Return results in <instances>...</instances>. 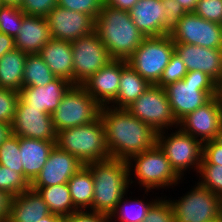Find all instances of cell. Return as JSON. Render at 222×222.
Returning a JSON list of instances; mask_svg holds the SVG:
<instances>
[{"label": "cell", "mask_w": 222, "mask_h": 222, "mask_svg": "<svg viewBox=\"0 0 222 222\" xmlns=\"http://www.w3.org/2000/svg\"><path fill=\"white\" fill-rule=\"evenodd\" d=\"M100 118L104 124L110 158L127 161L131 156L151 149L157 143V132L126 108L103 106Z\"/></svg>", "instance_id": "cell-1"}, {"label": "cell", "mask_w": 222, "mask_h": 222, "mask_svg": "<svg viewBox=\"0 0 222 222\" xmlns=\"http://www.w3.org/2000/svg\"><path fill=\"white\" fill-rule=\"evenodd\" d=\"M94 32L112 59L128 60L145 36L135 26L129 11L104 4L95 19Z\"/></svg>", "instance_id": "cell-2"}, {"label": "cell", "mask_w": 222, "mask_h": 222, "mask_svg": "<svg viewBox=\"0 0 222 222\" xmlns=\"http://www.w3.org/2000/svg\"><path fill=\"white\" fill-rule=\"evenodd\" d=\"M94 180L92 212L111 215L117 203L126 195L129 184V168L125 160L109 158L86 164ZM130 182V183H129Z\"/></svg>", "instance_id": "cell-3"}, {"label": "cell", "mask_w": 222, "mask_h": 222, "mask_svg": "<svg viewBox=\"0 0 222 222\" xmlns=\"http://www.w3.org/2000/svg\"><path fill=\"white\" fill-rule=\"evenodd\" d=\"M56 145L75 156L84 165L110 158L105 128L100 116L86 125L58 131Z\"/></svg>", "instance_id": "cell-4"}, {"label": "cell", "mask_w": 222, "mask_h": 222, "mask_svg": "<svg viewBox=\"0 0 222 222\" xmlns=\"http://www.w3.org/2000/svg\"><path fill=\"white\" fill-rule=\"evenodd\" d=\"M218 84L202 71H188L185 77L165 86L173 114L179 122L217 95Z\"/></svg>", "instance_id": "cell-5"}, {"label": "cell", "mask_w": 222, "mask_h": 222, "mask_svg": "<svg viewBox=\"0 0 222 222\" xmlns=\"http://www.w3.org/2000/svg\"><path fill=\"white\" fill-rule=\"evenodd\" d=\"M174 51L169 34L145 37L127 63L150 85H157Z\"/></svg>", "instance_id": "cell-6"}, {"label": "cell", "mask_w": 222, "mask_h": 222, "mask_svg": "<svg viewBox=\"0 0 222 222\" xmlns=\"http://www.w3.org/2000/svg\"><path fill=\"white\" fill-rule=\"evenodd\" d=\"M101 106L82 85H72L51 114L56 133L62 129L86 125L100 116Z\"/></svg>", "instance_id": "cell-7"}, {"label": "cell", "mask_w": 222, "mask_h": 222, "mask_svg": "<svg viewBox=\"0 0 222 222\" xmlns=\"http://www.w3.org/2000/svg\"><path fill=\"white\" fill-rule=\"evenodd\" d=\"M133 161H135V165L132 163ZM126 162L129 168V181L132 171L130 167L134 165V174L139 180L137 183L142 185L146 192L159 187L176 185L181 179L157 144L151 149L131 156Z\"/></svg>", "instance_id": "cell-8"}, {"label": "cell", "mask_w": 222, "mask_h": 222, "mask_svg": "<svg viewBox=\"0 0 222 222\" xmlns=\"http://www.w3.org/2000/svg\"><path fill=\"white\" fill-rule=\"evenodd\" d=\"M182 197L169 200L175 222H217L222 218V198L199 183Z\"/></svg>", "instance_id": "cell-9"}, {"label": "cell", "mask_w": 222, "mask_h": 222, "mask_svg": "<svg viewBox=\"0 0 222 222\" xmlns=\"http://www.w3.org/2000/svg\"><path fill=\"white\" fill-rule=\"evenodd\" d=\"M164 133L165 130L157 133L156 144L164 152L176 174L182 178L183 171L190 167H195L194 169L199 172L203 143L180 128L170 136H165Z\"/></svg>", "instance_id": "cell-10"}, {"label": "cell", "mask_w": 222, "mask_h": 222, "mask_svg": "<svg viewBox=\"0 0 222 222\" xmlns=\"http://www.w3.org/2000/svg\"><path fill=\"white\" fill-rule=\"evenodd\" d=\"M134 117L151 126L157 133L179 125L168 100L165 88L151 85L126 108Z\"/></svg>", "instance_id": "cell-11"}, {"label": "cell", "mask_w": 222, "mask_h": 222, "mask_svg": "<svg viewBox=\"0 0 222 222\" xmlns=\"http://www.w3.org/2000/svg\"><path fill=\"white\" fill-rule=\"evenodd\" d=\"M73 85H82L111 60L107 48L93 32L72 42Z\"/></svg>", "instance_id": "cell-12"}, {"label": "cell", "mask_w": 222, "mask_h": 222, "mask_svg": "<svg viewBox=\"0 0 222 222\" xmlns=\"http://www.w3.org/2000/svg\"><path fill=\"white\" fill-rule=\"evenodd\" d=\"M169 35L174 43L222 49V25L203 19L194 12L186 13Z\"/></svg>", "instance_id": "cell-13"}, {"label": "cell", "mask_w": 222, "mask_h": 222, "mask_svg": "<svg viewBox=\"0 0 222 222\" xmlns=\"http://www.w3.org/2000/svg\"><path fill=\"white\" fill-rule=\"evenodd\" d=\"M12 134L56 144V131L51 114L39 109L28 108L20 99L17 101L14 120L11 124Z\"/></svg>", "instance_id": "cell-14"}, {"label": "cell", "mask_w": 222, "mask_h": 222, "mask_svg": "<svg viewBox=\"0 0 222 222\" xmlns=\"http://www.w3.org/2000/svg\"><path fill=\"white\" fill-rule=\"evenodd\" d=\"M178 124L182 131L202 143L215 140L222 125V107L218 96L212 97L206 104L186 115Z\"/></svg>", "instance_id": "cell-15"}, {"label": "cell", "mask_w": 222, "mask_h": 222, "mask_svg": "<svg viewBox=\"0 0 222 222\" xmlns=\"http://www.w3.org/2000/svg\"><path fill=\"white\" fill-rule=\"evenodd\" d=\"M45 18L53 39L73 42L94 32L95 20L90 15L58 5Z\"/></svg>", "instance_id": "cell-16"}, {"label": "cell", "mask_w": 222, "mask_h": 222, "mask_svg": "<svg viewBox=\"0 0 222 222\" xmlns=\"http://www.w3.org/2000/svg\"><path fill=\"white\" fill-rule=\"evenodd\" d=\"M83 165L75 156L55 144L41 172L30 183V187H47L67 183Z\"/></svg>", "instance_id": "cell-17"}, {"label": "cell", "mask_w": 222, "mask_h": 222, "mask_svg": "<svg viewBox=\"0 0 222 222\" xmlns=\"http://www.w3.org/2000/svg\"><path fill=\"white\" fill-rule=\"evenodd\" d=\"M127 64L126 60L113 59L82 84L101 107L111 104L117 97L121 71Z\"/></svg>", "instance_id": "cell-18"}, {"label": "cell", "mask_w": 222, "mask_h": 222, "mask_svg": "<svg viewBox=\"0 0 222 222\" xmlns=\"http://www.w3.org/2000/svg\"><path fill=\"white\" fill-rule=\"evenodd\" d=\"M174 46L187 71H202L217 84L222 80V49L184 43H174Z\"/></svg>", "instance_id": "cell-19"}, {"label": "cell", "mask_w": 222, "mask_h": 222, "mask_svg": "<svg viewBox=\"0 0 222 222\" xmlns=\"http://www.w3.org/2000/svg\"><path fill=\"white\" fill-rule=\"evenodd\" d=\"M73 84L66 79L56 77L46 86L23 87L19 99L28 107L52 114L61 99Z\"/></svg>", "instance_id": "cell-20"}, {"label": "cell", "mask_w": 222, "mask_h": 222, "mask_svg": "<svg viewBox=\"0 0 222 222\" xmlns=\"http://www.w3.org/2000/svg\"><path fill=\"white\" fill-rule=\"evenodd\" d=\"M52 39L45 17L25 15L18 34L14 38L15 49L26 54H39Z\"/></svg>", "instance_id": "cell-21"}, {"label": "cell", "mask_w": 222, "mask_h": 222, "mask_svg": "<svg viewBox=\"0 0 222 222\" xmlns=\"http://www.w3.org/2000/svg\"><path fill=\"white\" fill-rule=\"evenodd\" d=\"M164 11L162 0H138L129 13L135 26L150 37L164 35Z\"/></svg>", "instance_id": "cell-22"}, {"label": "cell", "mask_w": 222, "mask_h": 222, "mask_svg": "<svg viewBox=\"0 0 222 222\" xmlns=\"http://www.w3.org/2000/svg\"><path fill=\"white\" fill-rule=\"evenodd\" d=\"M39 55L56 77L73 84L72 42L52 38L42 47Z\"/></svg>", "instance_id": "cell-23"}, {"label": "cell", "mask_w": 222, "mask_h": 222, "mask_svg": "<svg viewBox=\"0 0 222 222\" xmlns=\"http://www.w3.org/2000/svg\"><path fill=\"white\" fill-rule=\"evenodd\" d=\"M55 143L19 137L23 177L31 183L41 172Z\"/></svg>", "instance_id": "cell-24"}, {"label": "cell", "mask_w": 222, "mask_h": 222, "mask_svg": "<svg viewBox=\"0 0 222 222\" xmlns=\"http://www.w3.org/2000/svg\"><path fill=\"white\" fill-rule=\"evenodd\" d=\"M50 213L39 193L28 189L12 198L7 222H38Z\"/></svg>", "instance_id": "cell-25"}, {"label": "cell", "mask_w": 222, "mask_h": 222, "mask_svg": "<svg viewBox=\"0 0 222 222\" xmlns=\"http://www.w3.org/2000/svg\"><path fill=\"white\" fill-rule=\"evenodd\" d=\"M150 86L143 77L127 64L121 71L119 92L117 97L112 101V106L115 108H127Z\"/></svg>", "instance_id": "cell-26"}, {"label": "cell", "mask_w": 222, "mask_h": 222, "mask_svg": "<svg viewBox=\"0 0 222 222\" xmlns=\"http://www.w3.org/2000/svg\"><path fill=\"white\" fill-rule=\"evenodd\" d=\"M28 54L14 49L0 58V88L20 91L23 88L25 60Z\"/></svg>", "instance_id": "cell-27"}, {"label": "cell", "mask_w": 222, "mask_h": 222, "mask_svg": "<svg viewBox=\"0 0 222 222\" xmlns=\"http://www.w3.org/2000/svg\"><path fill=\"white\" fill-rule=\"evenodd\" d=\"M74 207L78 210L91 208L94 194V180L91 170L83 165L67 182Z\"/></svg>", "instance_id": "cell-28"}, {"label": "cell", "mask_w": 222, "mask_h": 222, "mask_svg": "<svg viewBox=\"0 0 222 222\" xmlns=\"http://www.w3.org/2000/svg\"><path fill=\"white\" fill-rule=\"evenodd\" d=\"M30 189L39 193L52 214L64 217L78 211L73 205L67 183Z\"/></svg>", "instance_id": "cell-29"}, {"label": "cell", "mask_w": 222, "mask_h": 222, "mask_svg": "<svg viewBox=\"0 0 222 222\" xmlns=\"http://www.w3.org/2000/svg\"><path fill=\"white\" fill-rule=\"evenodd\" d=\"M56 76L39 54H28L24 65L23 87L46 86Z\"/></svg>", "instance_id": "cell-30"}, {"label": "cell", "mask_w": 222, "mask_h": 222, "mask_svg": "<svg viewBox=\"0 0 222 222\" xmlns=\"http://www.w3.org/2000/svg\"><path fill=\"white\" fill-rule=\"evenodd\" d=\"M155 202L156 201L154 200L153 202L151 201L147 203L142 200L134 199V201L128 204V201L125 203L123 196V199L121 198V200L117 203L116 208L111 213L110 220L113 219L112 217L115 218L117 214V219L120 220V222H142Z\"/></svg>", "instance_id": "cell-31"}, {"label": "cell", "mask_w": 222, "mask_h": 222, "mask_svg": "<svg viewBox=\"0 0 222 222\" xmlns=\"http://www.w3.org/2000/svg\"><path fill=\"white\" fill-rule=\"evenodd\" d=\"M19 136L9 135L0 145V165L6 166L23 176Z\"/></svg>", "instance_id": "cell-32"}, {"label": "cell", "mask_w": 222, "mask_h": 222, "mask_svg": "<svg viewBox=\"0 0 222 222\" xmlns=\"http://www.w3.org/2000/svg\"><path fill=\"white\" fill-rule=\"evenodd\" d=\"M30 189V183L20 174L0 165V190L12 197Z\"/></svg>", "instance_id": "cell-33"}, {"label": "cell", "mask_w": 222, "mask_h": 222, "mask_svg": "<svg viewBox=\"0 0 222 222\" xmlns=\"http://www.w3.org/2000/svg\"><path fill=\"white\" fill-rule=\"evenodd\" d=\"M26 14L18 7L1 6L0 7V33H5L8 36L18 34L22 19Z\"/></svg>", "instance_id": "cell-34"}, {"label": "cell", "mask_w": 222, "mask_h": 222, "mask_svg": "<svg viewBox=\"0 0 222 222\" xmlns=\"http://www.w3.org/2000/svg\"><path fill=\"white\" fill-rule=\"evenodd\" d=\"M201 181L198 183L222 198V165L200 164Z\"/></svg>", "instance_id": "cell-35"}, {"label": "cell", "mask_w": 222, "mask_h": 222, "mask_svg": "<svg viewBox=\"0 0 222 222\" xmlns=\"http://www.w3.org/2000/svg\"><path fill=\"white\" fill-rule=\"evenodd\" d=\"M185 63L176 51L171 55L168 65L164 68L163 74L157 86L165 87L169 83L182 80L187 74Z\"/></svg>", "instance_id": "cell-36"}, {"label": "cell", "mask_w": 222, "mask_h": 222, "mask_svg": "<svg viewBox=\"0 0 222 222\" xmlns=\"http://www.w3.org/2000/svg\"><path fill=\"white\" fill-rule=\"evenodd\" d=\"M59 7L90 15L94 20L101 12L104 0H58Z\"/></svg>", "instance_id": "cell-37"}, {"label": "cell", "mask_w": 222, "mask_h": 222, "mask_svg": "<svg viewBox=\"0 0 222 222\" xmlns=\"http://www.w3.org/2000/svg\"><path fill=\"white\" fill-rule=\"evenodd\" d=\"M18 99V91L0 88V122L12 124Z\"/></svg>", "instance_id": "cell-38"}, {"label": "cell", "mask_w": 222, "mask_h": 222, "mask_svg": "<svg viewBox=\"0 0 222 222\" xmlns=\"http://www.w3.org/2000/svg\"><path fill=\"white\" fill-rule=\"evenodd\" d=\"M194 13L222 25V0H198Z\"/></svg>", "instance_id": "cell-39"}, {"label": "cell", "mask_w": 222, "mask_h": 222, "mask_svg": "<svg viewBox=\"0 0 222 222\" xmlns=\"http://www.w3.org/2000/svg\"><path fill=\"white\" fill-rule=\"evenodd\" d=\"M142 222H175L171 203L165 199H156Z\"/></svg>", "instance_id": "cell-40"}, {"label": "cell", "mask_w": 222, "mask_h": 222, "mask_svg": "<svg viewBox=\"0 0 222 222\" xmlns=\"http://www.w3.org/2000/svg\"><path fill=\"white\" fill-rule=\"evenodd\" d=\"M165 7L164 35L170 34L179 20L187 13L176 0H162Z\"/></svg>", "instance_id": "cell-41"}, {"label": "cell", "mask_w": 222, "mask_h": 222, "mask_svg": "<svg viewBox=\"0 0 222 222\" xmlns=\"http://www.w3.org/2000/svg\"><path fill=\"white\" fill-rule=\"evenodd\" d=\"M58 0H23L20 9L28 16L46 17Z\"/></svg>", "instance_id": "cell-42"}, {"label": "cell", "mask_w": 222, "mask_h": 222, "mask_svg": "<svg viewBox=\"0 0 222 222\" xmlns=\"http://www.w3.org/2000/svg\"><path fill=\"white\" fill-rule=\"evenodd\" d=\"M109 219L107 214L81 210L62 217V222H110Z\"/></svg>", "instance_id": "cell-43"}, {"label": "cell", "mask_w": 222, "mask_h": 222, "mask_svg": "<svg viewBox=\"0 0 222 222\" xmlns=\"http://www.w3.org/2000/svg\"><path fill=\"white\" fill-rule=\"evenodd\" d=\"M201 164L222 165V146L215 140L204 142Z\"/></svg>", "instance_id": "cell-44"}, {"label": "cell", "mask_w": 222, "mask_h": 222, "mask_svg": "<svg viewBox=\"0 0 222 222\" xmlns=\"http://www.w3.org/2000/svg\"><path fill=\"white\" fill-rule=\"evenodd\" d=\"M12 198L7 192L0 190V222H7Z\"/></svg>", "instance_id": "cell-45"}, {"label": "cell", "mask_w": 222, "mask_h": 222, "mask_svg": "<svg viewBox=\"0 0 222 222\" xmlns=\"http://www.w3.org/2000/svg\"><path fill=\"white\" fill-rule=\"evenodd\" d=\"M15 49L14 38L5 33H0V58L7 52Z\"/></svg>", "instance_id": "cell-46"}, {"label": "cell", "mask_w": 222, "mask_h": 222, "mask_svg": "<svg viewBox=\"0 0 222 222\" xmlns=\"http://www.w3.org/2000/svg\"><path fill=\"white\" fill-rule=\"evenodd\" d=\"M138 0H104V4L111 7L130 11Z\"/></svg>", "instance_id": "cell-47"}, {"label": "cell", "mask_w": 222, "mask_h": 222, "mask_svg": "<svg viewBox=\"0 0 222 222\" xmlns=\"http://www.w3.org/2000/svg\"><path fill=\"white\" fill-rule=\"evenodd\" d=\"M12 134L11 125L0 122V145Z\"/></svg>", "instance_id": "cell-48"}, {"label": "cell", "mask_w": 222, "mask_h": 222, "mask_svg": "<svg viewBox=\"0 0 222 222\" xmlns=\"http://www.w3.org/2000/svg\"><path fill=\"white\" fill-rule=\"evenodd\" d=\"M176 1L182 5V7L187 13L194 12L198 2V0H176Z\"/></svg>", "instance_id": "cell-49"}, {"label": "cell", "mask_w": 222, "mask_h": 222, "mask_svg": "<svg viewBox=\"0 0 222 222\" xmlns=\"http://www.w3.org/2000/svg\"><path fill=\"white\" fill-rule=\"evenodd\" d=\"M38 222H62V216L50 213L49 215L40 219Z\"/></svg>", "instance_id": "cell-50"}, {"label": "cell", "mask_w": 222, "mask_h": 222, "mask_svg": "<svg viewBox=\"0 0 222 222\" xmlns=\"http://www.w3.org/2000/svg\"><path fill=\"white\" fill-rule=\"evenodd\" d=\"M3 5L20 8L23 0H2Z\"/></svg>", "instance_id": "cell-51"}, {"label": "cell", "mask_w": 222, "mask_h": 222, "mask_svg": "<svg viewBox=\"0 0 222 222\" xmlns=\"http://www.w3.org/2000/svg\"><path fill=\"white\" fill-rule=\"evenodd\" d=\"M217 96L219 98V101L222 107V80L218 83V86H217Z\"/></svg>", "instance_id": "cell-52"}, {"label": "cell", "mask_w": 222, "mask_h": 222, "mask_svg": "<svg viewBox=\"0 0 222 222\" xmlns=\"http://www.w3.org/2000/svg\"><path fill=\"white\" fill-rule=\"evenodd\" d=\"M215 141L222 146V125H221V128L219 129V131L217 133Z\"/></svg>", "instance_id": "cell-53"}, {"label": "cell", "mask_w": 222, "mask_h": 222, "mask_svg": "<svg viewBox=\"0 0 222 222\" xmlns=\"http://www.w3.org/2000/svg\"><path fill=\"white\" fill-rule=\"evenodd\" d=\"M3 6L2 0H0V7Z\"/></svg>", "instance_id": "cell-54"}]
</instances>
